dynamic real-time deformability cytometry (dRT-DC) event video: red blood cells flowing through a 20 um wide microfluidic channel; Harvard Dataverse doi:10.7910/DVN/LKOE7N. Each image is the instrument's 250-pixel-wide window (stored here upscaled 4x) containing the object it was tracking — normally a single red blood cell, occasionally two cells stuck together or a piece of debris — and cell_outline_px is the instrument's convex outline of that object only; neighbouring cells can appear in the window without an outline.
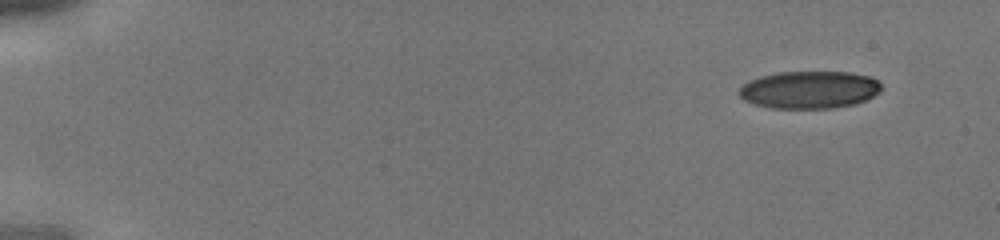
{"species": "human", "species_latin": "Homo sapiens", "temperature_condition": "cold", "stored_images_in_passage": 40, "camera_frame_rate_fps": 3000, "um_per_image_px": 0.085, "donor": {"sex": "male"}, "frame": {"image": 1, "passage_image": 1, "time_ms": 0.0, "image_size_px": [1000, 240], "cell_outline_px": [[880, 92], [856, 104], [836, 108], [772, 108], [756, 104], [744, 100], [736, 92], [748, 80], [760, 76], [780, 72], [848, 72], [872, 76], [880, 84]], "centroid_in_image_um": [68.79, 7.63], "position_along_channel_um": 16.2, "area_um2": 31.15}}
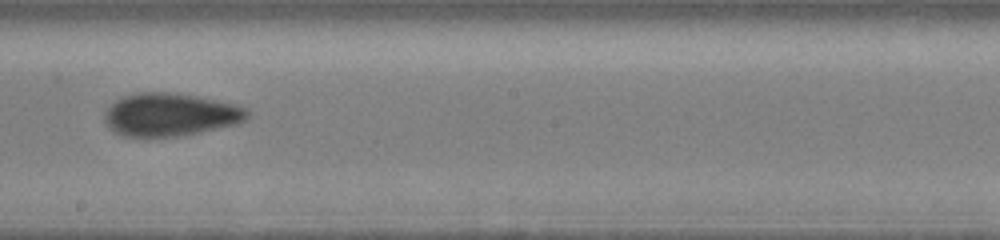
{"frame": {"image": 2, "passage_image": 23, "time_ms": 7.333, "image_size_px": [1000, 240], "cell_outline_px": [[248, 120], [236, 124], [176, 136], [124, 136], [116, 132], [104, 120], [104, 112], [116, 100], [124, 96], [136, 92], [176, 92], [236, 104], [248, 108]], "centroid_in_image_um": [14.49, 9.72], "position_along_channel_um": 233.7, "area_um2": 35.43}}
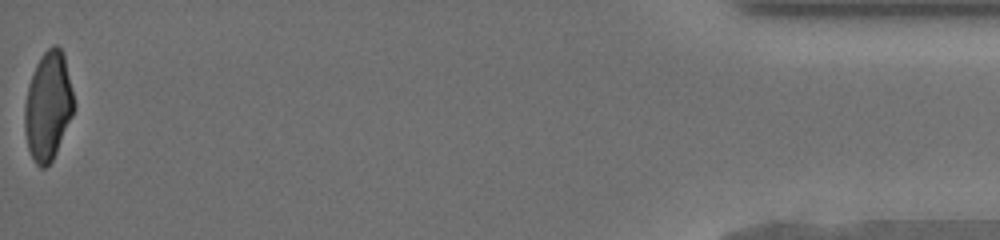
{"frame": {"image": 3, "passage_image": 40, "time_ms": 13.0, "image_size_px": [1000, 240], "cell_outline_px": [[76, 108], [56, 152], [52, 160], [44, 168], [40, 168], [36, 164], [28, 148], [24, 132], [24, 104], [28, 84], [36, 64], [40, 56], [52, 44], [56, 44], [60, 48], [64, 56], [76, 104]], "centroid_in_image_um": [4.09, 9.0], "position_along_channel_um": 431.1, "area_um2": 31.39}}